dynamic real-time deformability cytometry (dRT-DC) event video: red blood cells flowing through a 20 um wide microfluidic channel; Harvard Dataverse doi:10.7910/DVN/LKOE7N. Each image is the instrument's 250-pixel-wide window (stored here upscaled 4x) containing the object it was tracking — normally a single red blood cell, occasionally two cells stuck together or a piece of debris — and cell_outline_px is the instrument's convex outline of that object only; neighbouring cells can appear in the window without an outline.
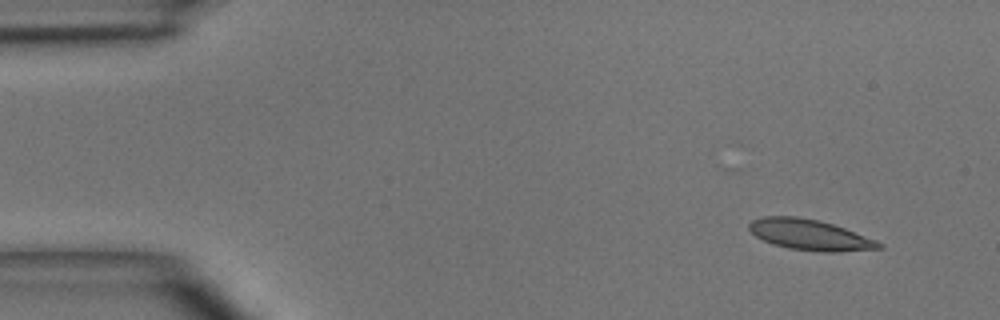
{"species": "common noctule bat (a hibernating species)", "species_latin": "Nyctalus noctula", "temperature_condition": "room temperature", "stored_images_in_passage": 4, "camera_frame_rate_fps": 3000, "um_per_image_px": 0.085, "animal": {"sex": "male", "body_mass_g": 15.6}, "frame": {"image": 1, "passage_image": 1, "time_ms": 0.0, "image_size_px": [1000, 320], "cell_outline_px": [[884, 248], [840, 252], [824, 252], [788, 248], [772, 244], [756, 236], [748, 228], [748, 224], [752, 220], [764, 216], [796, 216], [820, 220], [844, 228], [876, 240], [884, 244]], "centroid_in_image_um": [68.84, 19.96], "position_along_channel_um": 16.2, "area_um2": 23.24}}
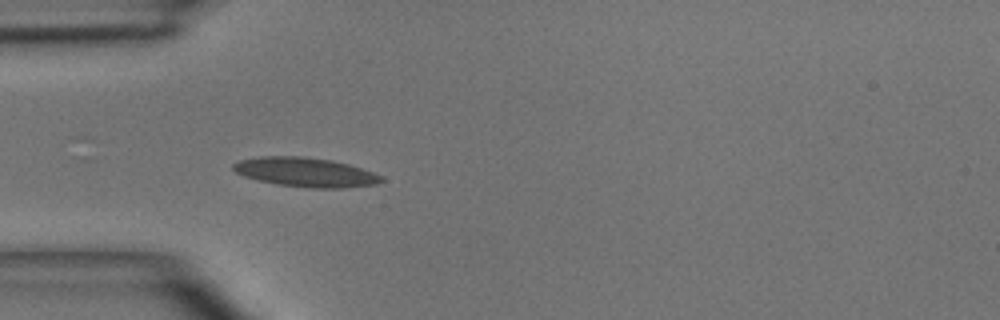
{"frame": {"image": 2, "passage_image": 4, "time_ms": 3.333, "image_size_px": [1000, 320], "cell_outline_px": [[384, 180], [376, 184], [344, 188], [308, 188], [280, 184], [260, 180], [244, 176], [236, 172], [232, 168], [232, 164], [240, 160], [260, 156], [304, 156], [332, 160], [348, 164], [372, 172], [380, 176]], "centroid_in_image_um": [25.96, 14.63], "position_along_channel_um": 59.0, "area_um2": 25.09}}